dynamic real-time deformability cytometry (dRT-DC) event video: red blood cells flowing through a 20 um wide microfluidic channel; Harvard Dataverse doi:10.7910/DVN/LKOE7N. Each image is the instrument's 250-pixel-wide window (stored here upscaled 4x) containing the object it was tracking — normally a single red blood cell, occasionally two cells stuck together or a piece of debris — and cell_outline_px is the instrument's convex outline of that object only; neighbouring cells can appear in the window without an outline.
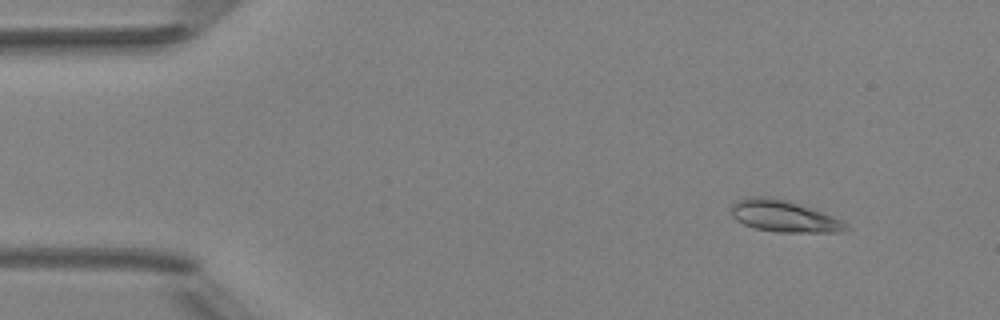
{"species": "Egyptian fruit bat (a non-hibernating species)", "species_latin": "Rousettus aegyptiacus", "temperature_condition": "room temperature", "stored_images_in_passage": 3, "camera_frame_rate_fps": 3000, "um_per_image_px": 0.085, "animal": {"sex": "female"}, "frame": {"image": 1, "passage_image": 1, "time_ms": 0.0, "image_size_px": [1000, 320], "cell_outline_px": [[848, 228], [844, 232], [776, 232], [756, 228], [744, 224], [736, 220], [732, 216], [732, 204], [736, 200], [748, 196], [772, 196], [788, 200], [800, 204], [844, 220], [848, 224]], "centroid_in_image_um": [66.64, 18.36], "position_along_channel_um": 18.4, "area_um2": 21.39}}
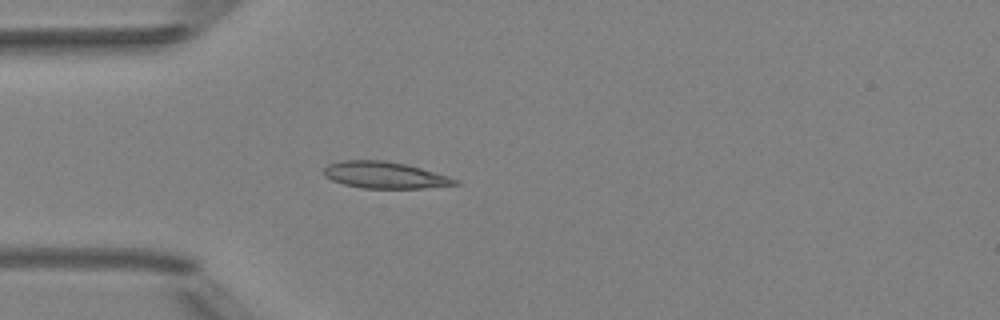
{"frame": {"image": 2, "passage_image": 3, "time_ms": 3.0, "image_size_px": [1000, 320], "cell_outline_px": [[460, 184], [424, 188], [360, 188], [344, 184], [332, 180], [324, 176], [324, 168], [328, 164], [344, 160], [384, 160], [404, 164], [420, 168], [448, 176], [460, 180]], "centroid_in_image_um": [32.7, 14.88], "position_along_channel_um": 52.3, "area_um2": 20.29}}